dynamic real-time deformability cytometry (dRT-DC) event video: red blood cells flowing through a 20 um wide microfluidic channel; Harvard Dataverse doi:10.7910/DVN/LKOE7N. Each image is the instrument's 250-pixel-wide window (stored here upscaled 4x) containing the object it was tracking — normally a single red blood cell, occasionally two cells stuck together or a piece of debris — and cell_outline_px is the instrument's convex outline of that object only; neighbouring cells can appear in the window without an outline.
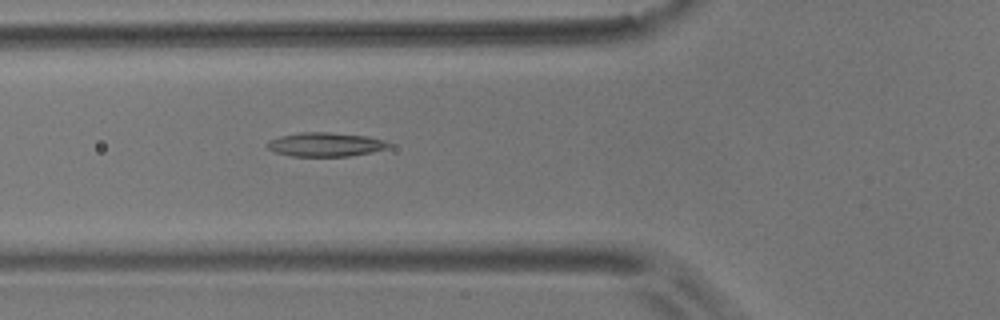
{"species": "common noctule bat (a hibernating species)", "species_latin": "Nyctalus noctula", "temperature_condition": "room temperature", "stored_images_in_passage": 3, "camera_frame_rate_fps": 3000, "um_per_image_px": 0.085, "animal": {"sex": "male", "body_mass_g": 17.9}, "frame": {"image": 1, "passage_image": 3, "time_ms": 0.667, "image_size_px": [1000, 320], "cell_outline_px": [[392, 144], [388, 148], [372, 152], [348, 156], [292, 156], [276, 152], [268, 148], [264, 144], [268, 140], [280, 136], [300, 132], [328, 132], [368, 136], [384, 140]], "centroid_in_image_um": [27.66, 12.27], "position_along_channel_um": 98.1, "area_um2": 17.05}}